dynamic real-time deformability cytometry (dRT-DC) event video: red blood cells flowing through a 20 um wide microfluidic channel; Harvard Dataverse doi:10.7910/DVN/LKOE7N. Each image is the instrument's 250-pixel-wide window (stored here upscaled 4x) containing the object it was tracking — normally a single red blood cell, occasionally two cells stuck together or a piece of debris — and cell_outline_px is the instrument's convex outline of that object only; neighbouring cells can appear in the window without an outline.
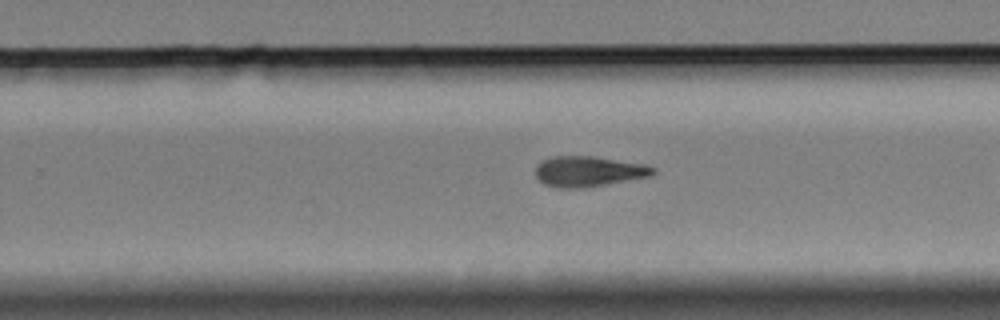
{"species": "Egyptian fruit bat (a non-hibernating species)", "species_latin": "Rousettus aegyptiacus", "temperature_condition": "cold", "stored_images_in_passage": 31, "camera_frame_rate_fps": 3000, "um_per_image_px": 0.085, "animal": {"sex": "female"}, "frame": {"image": 1, "passage_image": 22, "time_ms": 7.0, "image_size_px": [1000, 320], "cell_outline_px": [[656, 172], [652, 176], [584, 188], [560, 188], [544, 184], [536, 176], [536, 164], [540, 160], [552, 156], [592, 156], [644, 164], [656, 168]], "centroid_in_image_um": [50.02, 14.57], "position_along_channel_um": 279.8, "area_um2": 20.98}}